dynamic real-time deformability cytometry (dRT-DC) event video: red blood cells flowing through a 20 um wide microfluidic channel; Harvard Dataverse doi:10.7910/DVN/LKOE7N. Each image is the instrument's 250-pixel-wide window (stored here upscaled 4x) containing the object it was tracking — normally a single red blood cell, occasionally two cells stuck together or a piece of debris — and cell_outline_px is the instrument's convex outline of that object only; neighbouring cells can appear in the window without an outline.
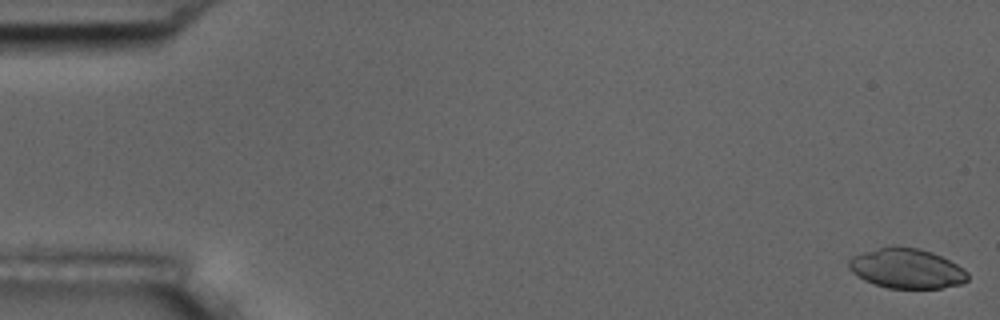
{"species": "common noctule bat (a hibernating species)", "species_latin": "Nyctalus noctula", "temperature_condition": "room temperature", "stored_images_in_passage": 9, "camera_frame_rate_fps": 3000, "um_per_image_px": 0.085, "animal": {"sex": "male", "body_mass_g": 17.5, "forearm_length_mm": 52.3}, "frame": {"image": 1, "passage_image": 1, "time_ms": 0.0, "image_size_px": [1000, 320], "cell_outline_px": [[968, 280], [960, 284], [940, 288], [888, 288], [864, 280], [852, 272], [848, 268], [848, 260], [852, 256], [864, 252], [892, 244], [920, 248], [932, 252], [964, 268], [968, 272]], "centroid_in_image_um": [77.05, 22.8], "position_along_channel_um": 7.9, "area_um2": 27.8}}
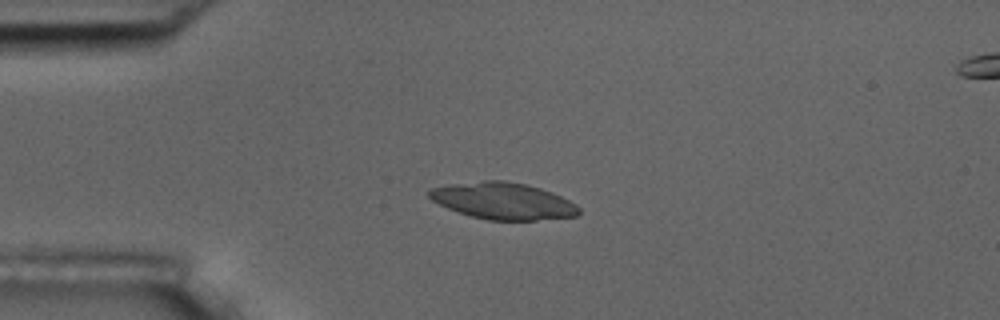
{"frame": {"image": 2, "passage_image": 4, "time_ms": 4.333, "image_size_px": [1000, 320], "cell_outline_px": [[580, 212], [576, 216], [536, 220], [488, 220], [472, 216], [448, 208], [432, 200], [428, 196], [428, 192], [432, 188], [448, 184], [484, 180], [504, 180], [524, 184], [540, 188], [552, 192], [576, 204], [580, 208]], "centroid_in_image_um": [42.76, 17.07], "position_along_channel_um": 42.2, "area_um2": 31.85}}
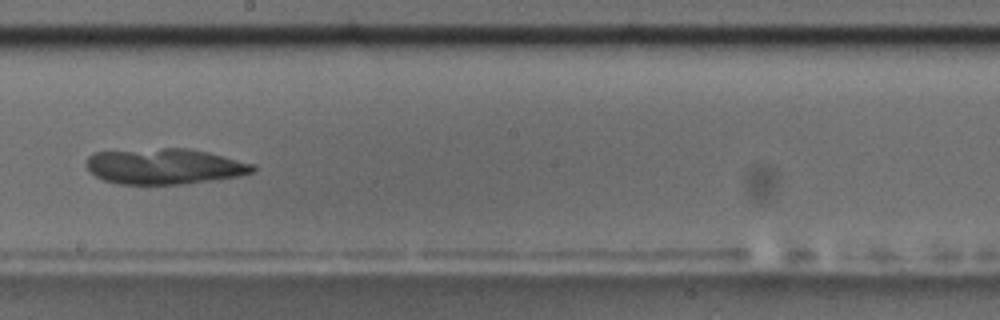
{"frame": {"image": 3, "passage_image": 9, "time_ms": 10.333, "image_size_px": [1000, 320], "cell_outline_px": [[256, 172], [240, 176], [184, 184], [120, 184], [104, 180], [96, 176], [88, 168], [88, 156], [96, 152], [164, 148], [188, 148], [208, 152], [256, 164]], "centroid_in_image_um": [14.06, 14.14], "position_along_channel_um": 234.1, "area_um2": 34.56}}